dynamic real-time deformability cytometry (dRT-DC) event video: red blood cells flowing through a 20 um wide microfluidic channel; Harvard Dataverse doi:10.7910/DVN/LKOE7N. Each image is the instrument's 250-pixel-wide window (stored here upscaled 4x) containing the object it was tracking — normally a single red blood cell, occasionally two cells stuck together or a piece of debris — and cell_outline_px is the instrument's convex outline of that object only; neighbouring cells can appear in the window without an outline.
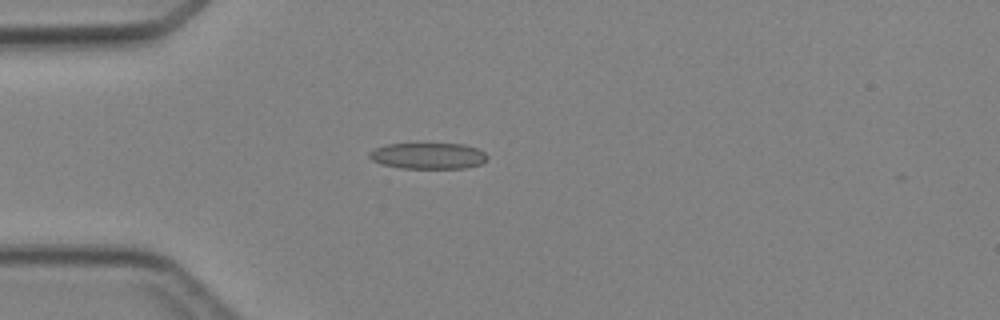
{"species": "Egyptian fruit bat (a non-hibernating species)", "species_latin": "Rousettus aegyptiacus", "temperature_condition": "cold", "stored_images_in_passage": 4, "camera_frame_rate_fps": 3000, "um_per_image_px": 0.085, "animal": {"sex": "female"}, "frame": {"image": 1, "passage_image": 4, "time_ms": 3.667, "image_size_px": [1000, 320], "cell_outline_px": [[488, 160], [480, 164], [468, 168], [400, 168], [380, 164], [372, 160], [368, 156], [368, 152], [376, 148], [388, 144], [464, 144], [476, 148], [484, 152], [488, 156]], "centroid_in_image_um": [36.4, 13.25], "position_along_channel_um": 48.6, "area_um2": 18.03}}